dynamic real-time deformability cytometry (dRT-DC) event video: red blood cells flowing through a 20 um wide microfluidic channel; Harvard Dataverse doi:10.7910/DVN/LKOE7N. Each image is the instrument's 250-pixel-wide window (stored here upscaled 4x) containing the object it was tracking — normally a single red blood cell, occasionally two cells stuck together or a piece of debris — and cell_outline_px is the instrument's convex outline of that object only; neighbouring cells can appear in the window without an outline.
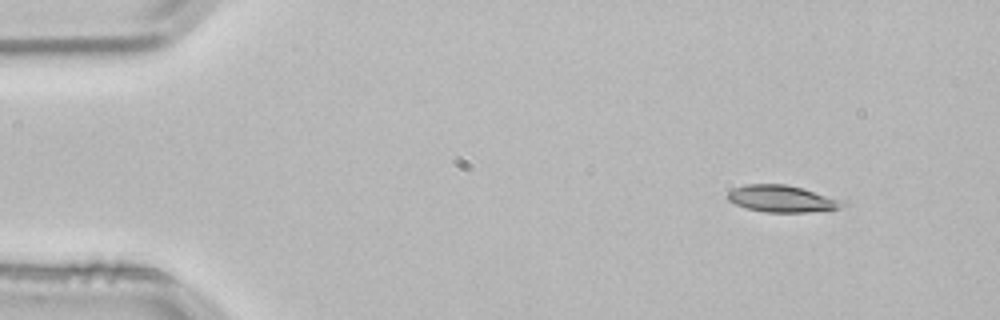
{"species": "common noctule bat (a hibernating species)", "species_latin": "Nyctalus noctula", "temperature_condition": "room temperature", "stored_images_in_passage": 3, "camera_frame_rate_fps": 3000, "um_per_image_px": 0.085, "animal": {"sex": "male", "body_mass_g": 21.5, "forearm_length_mm": 52.0}, "frame": {"image": 1, "passage_image": 1, "time_ms": 0.0, "image_size_px": [1000, 320], "cell_outline_px": [[852, 204], [840, 208], [808, 212], [764, 212], [748, 208], [736, 204], [728, 200], [724, 196], [732, 188], [748, 184], [784, 184], [848, 196]], "centroid_in_image_um": [66.73, 16.87], "position_along_channel_um": 18.3, "area_um2": 19.25}}
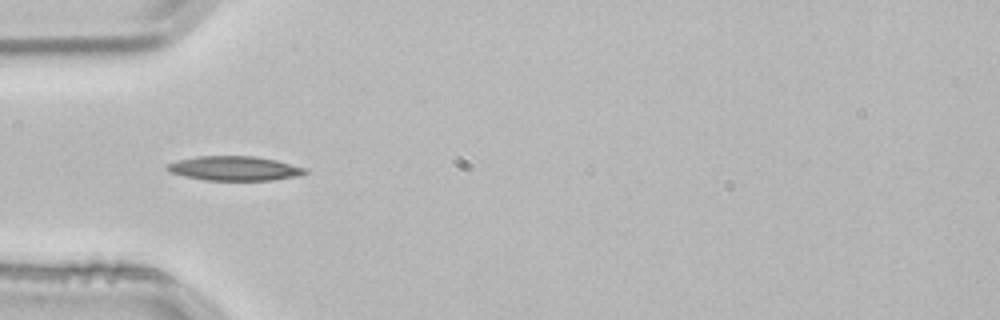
{"frame": {"image": 2, "passage_image": 3, "time_ms": 0.667, "image_size_px": [1000, 320], "cell_outline_px": [[308, 172], [292, 176], [272, 180], [204, 180], [184, 176], [172, 172], [164, 168], [168, 164], [176, 160], [196, 156], [256, 156], [276, 160], [308, 168]], "centroid_in_image_um": [19.9, 14.3], "position_along_channel_um": 65.1, "area_um2": 19.54}}